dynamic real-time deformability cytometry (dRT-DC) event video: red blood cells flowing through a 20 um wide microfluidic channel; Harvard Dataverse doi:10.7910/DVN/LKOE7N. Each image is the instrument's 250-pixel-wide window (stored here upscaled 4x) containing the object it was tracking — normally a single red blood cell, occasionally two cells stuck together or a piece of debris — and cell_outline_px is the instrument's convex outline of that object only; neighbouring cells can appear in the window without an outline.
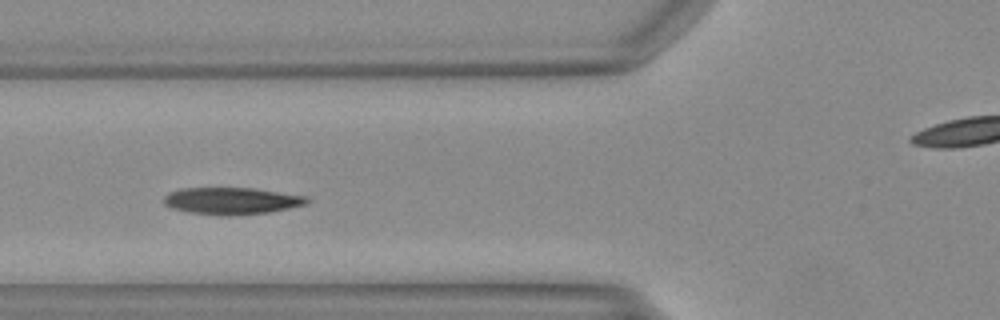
{"species": "Egyptian fruit bat (a non-hibernating species)", "species_latin": "Rousettus aegyptiacus", "temperature_condition": "warm", "stored_images_in_passage": 30, "camera_frame_rate_fps": 3000, "um_per_image_px": 0.085, "animal": {"sex": "female"}, "frame": {"image": 1, "passage_image": 5, "time_ms": 1.333, "image_size_px": [1000, 320], "cell_outline_px": [[308, 204], [268, 212], [228, 216], [216, 216], [188, 212], [172, 208], [164, 204], [164, 196], [180, 188], [252, 188], [308, 196]], "centroid_in_image_um": [19.68, 17.08], "position_along_channel_um": 106.1, "area_um2": 22.48}}
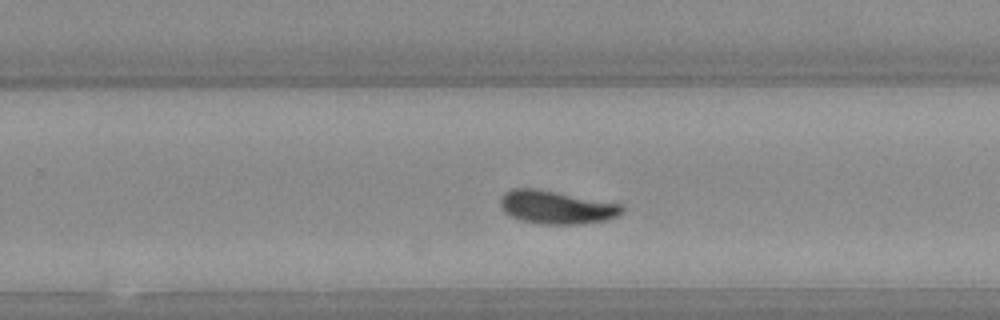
{"frame": {"image": 2, "passage_image": 18, "time_ms": 5.667, "image_size_px": [1000, 320], "cell_outline_px": [[624, 212], [620, 216], [608, 220], [584, 224], [540, 224], [520, 220], [504, 212], [500, 204], [500, 200], [504, 192], [512, 188], [540, 188], [620, 204], [624, 208]], "centroid_in_image_um": [47.31, 17.61], "position_along_channel_um": 282.5, "area_um2": 23.93}}